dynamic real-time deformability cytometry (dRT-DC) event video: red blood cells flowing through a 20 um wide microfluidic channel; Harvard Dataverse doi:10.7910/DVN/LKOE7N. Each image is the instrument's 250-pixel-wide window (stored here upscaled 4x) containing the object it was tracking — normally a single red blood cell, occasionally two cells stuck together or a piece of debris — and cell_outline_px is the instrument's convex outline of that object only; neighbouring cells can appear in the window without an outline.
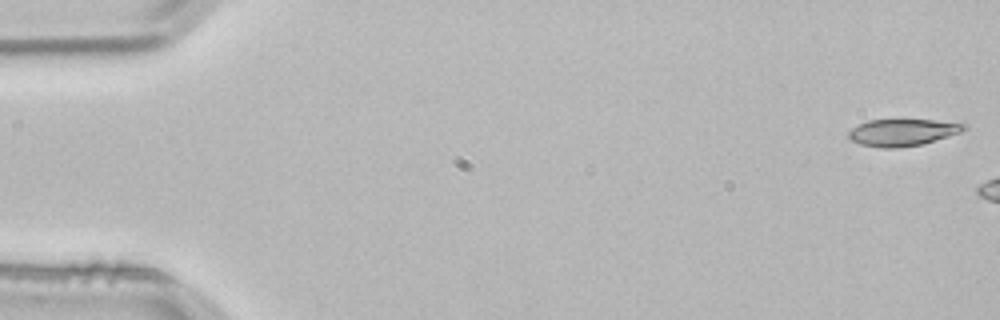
{"species": "common noctule bat (a hibernating species)", "species_latin": "Nyctalus noctula", "temperature_condition": "room temperature", "stored_images_in_passage": 3, "camera_frame_rate_fps": 3000, "um_per_image_px": 0.085, "animal": {"sex": "male", "body_mass_g": 21.5, "forearm_length_mm": 52.0}, "frame": {"image": 1, "passage_image": 1, "time_ms": 0.0, "image_size_px": [1000, 320], "cell_outline_px": [[968, 128], [960, 132], [948, 136], [920, 144], [900, 148], [884, 148], [860, 144], [852, 140], [848, 136], [848, 132], [852, 128], [868, 120], [964, 120]], "centroid_in_image_um": [76.81, 11.23], "position_along_channel_um": 8.2, "area_um2": 18.26}}